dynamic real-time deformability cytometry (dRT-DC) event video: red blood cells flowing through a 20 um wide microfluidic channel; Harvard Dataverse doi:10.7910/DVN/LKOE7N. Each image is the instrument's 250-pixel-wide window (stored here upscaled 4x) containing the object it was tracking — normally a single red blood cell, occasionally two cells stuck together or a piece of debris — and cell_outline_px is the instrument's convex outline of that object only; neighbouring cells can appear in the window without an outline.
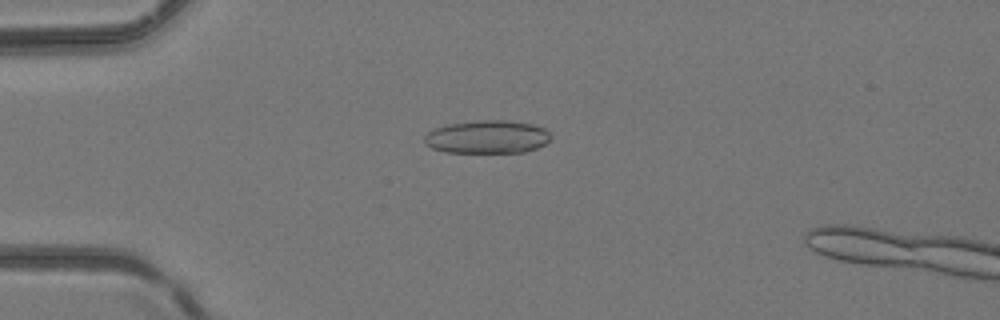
{"species": "common noctule bat (a hibernating species)", "species_latin": "Nyctalus noctula", "temperature_condition": "room temperature", "stored_images_in_passage": 4, "camera_frame_rate_fps": 3000, "um_per_image_px": 0.085, "animal": {"sex": "female", "body_mass_g": 24.6, "forearm_length_mm": 56.2}, "frame": {"image": 1, "passage_image": 3, "time_ms": 0.667, "image_size_px": [1000, 320], "cell_outline_px": [[552, 136], [544, 144], [536, 148], [524, 152], [444, 152], [432, 148], [424, 144], [424, 136], [428, 132], [436, 128], [448, 124], [480, 120], [504, 120], [532, 124], [544, 128]], "centroid_in_image_um": [41.39, 11.64], "position_along_channel_um": 43.6, "area_um2": 24.28}}